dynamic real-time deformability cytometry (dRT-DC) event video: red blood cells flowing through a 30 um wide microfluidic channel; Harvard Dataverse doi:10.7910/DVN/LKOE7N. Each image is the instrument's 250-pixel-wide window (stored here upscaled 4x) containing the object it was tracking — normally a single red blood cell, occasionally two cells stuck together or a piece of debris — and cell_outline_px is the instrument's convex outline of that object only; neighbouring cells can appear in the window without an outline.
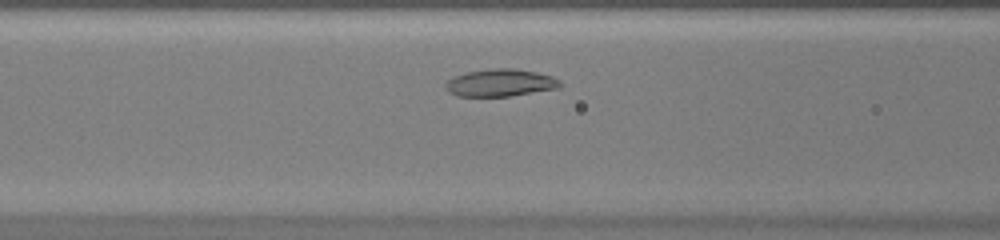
{"species": "common noctule bat (a hibernating species)", "species_latin": "Nyctalus noctula", "temperature_condition": "warm", "stored_images_in_passage": 31, "camera_frame_rate_fps": 3000, "um_per_image_px": 0.085, "animal": {"sex": "female", "body_mass_g": 20.0, "forearm_length_mm": 54.0}, "frame": {"image": 1, "passage_image": 8, "time_ms": 2.333, "image_size_px": [1000, 240], "cell_outline_px": [[564, 84], [560, 88], [508, 96], [456, 96], [448, 92], [444, 88], [444, 84], [448, 80], [456, 76], [468, 72], [492, 68], [516, 68], [536, 72], [552, 76], [560, 80]], "centroid_in_image_um": [42.55, 7.04], "position_along_channel_um": 124.0, "area_um2": 18.38}}
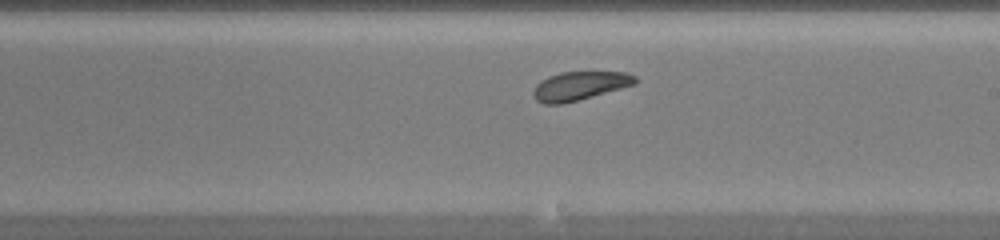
{"frame": {"image": 2, "passage_image": 17, "time_ms": 5.333, "image_size_px": [1000, 240], "cell_outline_px": [[636, 84], [592, 96], [560, 104], [544, 104], [536, 100], [532, 96], [532, 92], [536, 84], [540, 80], [548, 76], [560, 72], [624, 72], [636, 76]], "centroid_in_image_um": [49.22, 7.29], "position_along_channel_um": 239.8, "area_um2": 16.94}}
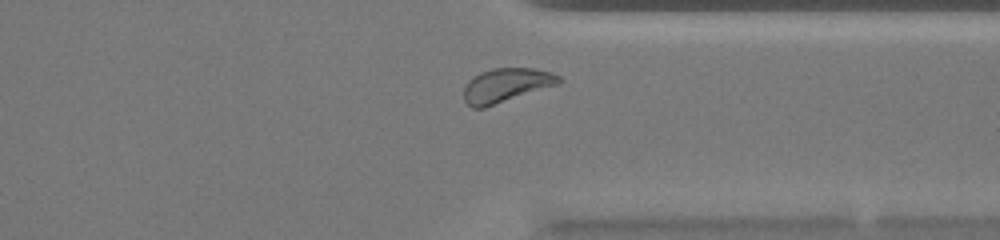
{"frame": {"image": 3, "passage_image": 27, "time_ms": 8.667, "image_size_px": [1000, 240], "cell_outline_px": [[564, 80], [556, 84], [484, 108], [472, 108], [464, 100], [464, 88], [468, 80], [472, 76], [480, 72], [492, 68], [532, 68], [552, 72], [560, 76]], "centroid_in_image_um": [42.99, 7.23], "position_along_channel_um": 368.4, "area_um2": 18.73}, "authors_computed_cell_mechanics": {"area_um2": 18.1492, "velocity_mm_per_s": 3.8716, "shape_relaxation_time_tau1_ms": 1.3466, "shape_relaxation_time_tau2_ms": 5.4208, "deformation_change_tau1": 0.0705, "deformation_change_tau2": 0.1226}}